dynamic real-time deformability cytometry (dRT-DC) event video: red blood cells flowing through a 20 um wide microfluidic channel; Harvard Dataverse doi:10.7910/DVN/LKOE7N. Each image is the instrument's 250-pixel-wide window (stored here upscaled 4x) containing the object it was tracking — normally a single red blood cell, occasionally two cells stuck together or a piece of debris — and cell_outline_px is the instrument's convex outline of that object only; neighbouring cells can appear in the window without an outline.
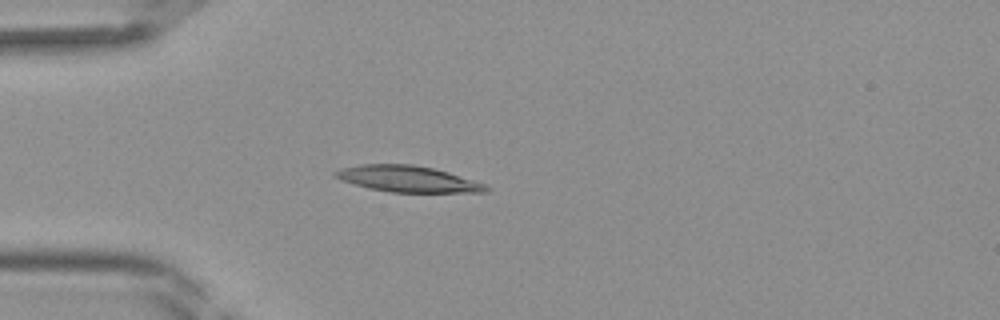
{"species": "Egyptian fruit bat (a non-hibernating species)", "species_latin": "Rousettus aegyptiacus", "temperature_condition": "room temperature", "stored_images_in_passage": 36, "camera_frame_rate_fps": 3000, "um_per_image_px": 0.085, "frame": {"image": 1, "passage_image": 6, "time_ms": 1.667, "image_size_px": [1000, 320], "cell_outline_px": [[492, 188], [488, 192], [392, 192], [368, 188], [340, 180], [332, 176], [332, 172], [340, 168], [360, 164], [412, 164], [432, 168], [448, 172], [484, 184]], "centroid_in_image_um": [34.6, 15.2], "position_along_channel_um": 50.4, "area_um2": 23.0}}
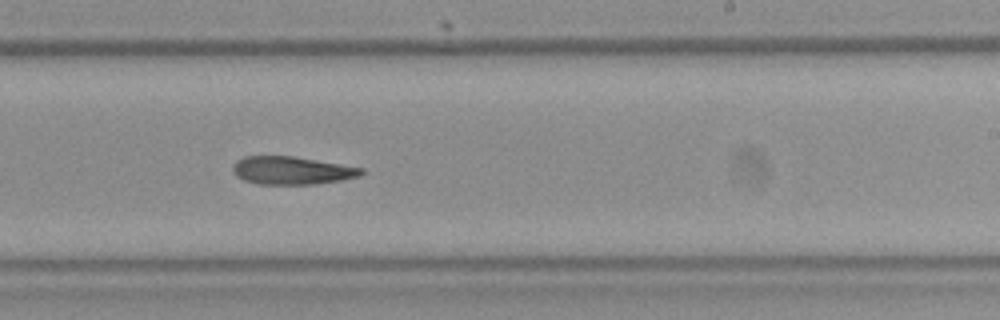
{"frame": {"image": 2, "passage_image": 20, "time_ms": 6.333, "image_size_px": [1000, 320], "cell_outline_px": [[364, 172], [360, 176], [340, 180], [312, 184], [256, 184], [244, 180], [236, 176], [232, 172], [232, 164], [236, 160], [244, 156], [292, 156], [364, 168]], "centroid_in_image_um": [24.75, 14.49], "position_along_channel_um": 264.3, "area_um2": 20.92}}
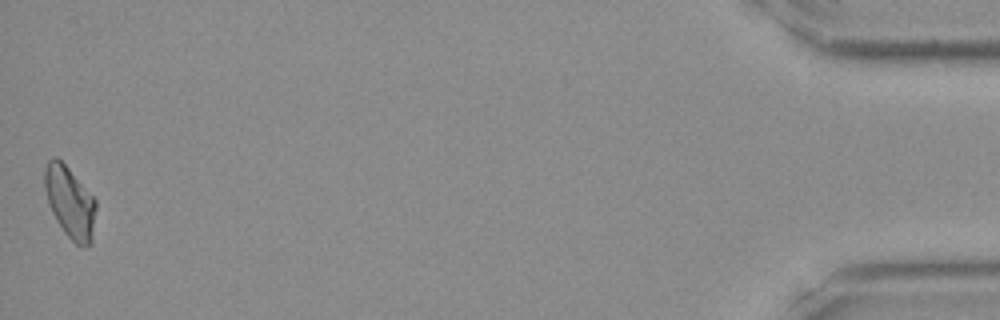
{"frame": {"image": 3, "passage_image": 36, "time_ms": 11.667, "image_size_px": [1000, 320], "cell_outline_px": [[96, 208], [92, 244], [84, 248], [80, 248], [64, 232], [56, 220], [48, 204], [44, 188], [44, 168], [48, 160], [52, 156], [56, 156], [68, 168], [96, 200]], "centroid_in_image_um": [5.94, 17.22], "position_along_channel_um": 429.3, "area_um2": 21.56}}